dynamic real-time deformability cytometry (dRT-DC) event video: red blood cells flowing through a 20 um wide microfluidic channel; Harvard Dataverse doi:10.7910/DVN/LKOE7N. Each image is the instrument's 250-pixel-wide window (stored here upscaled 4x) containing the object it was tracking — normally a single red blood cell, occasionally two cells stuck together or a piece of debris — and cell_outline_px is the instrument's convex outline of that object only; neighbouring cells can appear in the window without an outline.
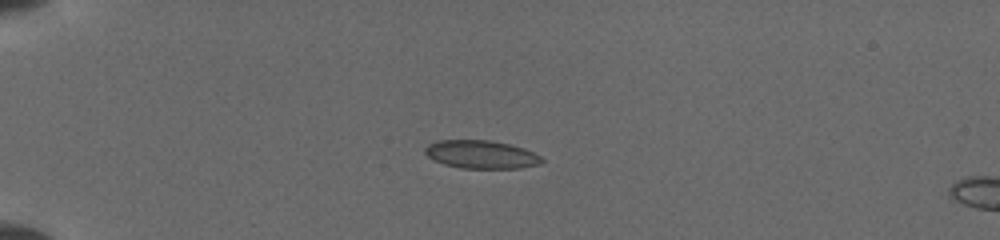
{"species": "common noctule bat (a hibernating species)", "species_latin": "Nyctalus noctula", "temperature_condition": "cold", "stored_images_in_passage": 42, "camera_frame_rate_fps": 3000, "um_per_image_px": 0.085, "animal": {"sex": "female", "body_mass_g": 19.5, "forearm_length_mm": 54.1}, "frame": {"image": 1, "passage_image": 25, "time_ms": 4.333, "image_size_px": [1000, 240], "cell_outline_px": [[544, 160], [540, 164], [520, 168], [460, 168], [444, 164], [428, 156], [424, 152], [424, 148], [428, 144], [436, 140], [488, 140], [508, 144], [524, 148], [540, 156]], "centroid_in_image_um": [40.89, 13.12], "position_along_channel_um": 44.1, "area_um2": 19.07}}
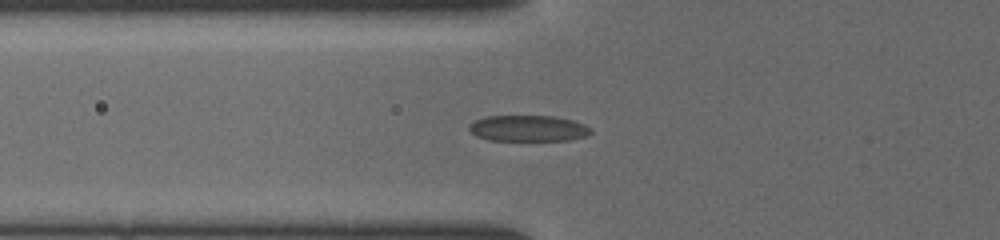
{"frame": {"image": 2, "passage_image": 37, "time_ms": 6.333, "image_size_px": [1000, 240], "cell_outline_px": [[592, 132], [588, 136], [568, 140], [488, 140], [476, 136], [468, 132], [468, 124], [484, 116], [552, 116], [572, 120], [584, 124], [592, 128]], "centroid_in_image_um": [44.87, 10.91], "position_along_channel_um": 80.9, "area_um2": 18.67}}